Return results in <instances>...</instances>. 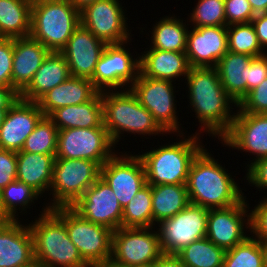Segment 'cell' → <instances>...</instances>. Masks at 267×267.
<instances>
[{"label":"cell","mask_w":267,"mask_h":267,"mask_svg":"<svg viewBox=\"0 0 267 267\" xmlns=\"http://www.w3.org/2000/svg\"><path fill=\"white\" fill-rule=\"evenodd\" d=\"M189 105L201 124L200 130L220 141L231 129L237 103L226 93L214 67H190L185 78ZM232 109V110H231Z\"/></svg>","instance_id":"1"},{"label":"cell","mask_w":267,"mask_h":267,"mask_svg":"<svg viewBox=\"0 0 267 267\" xmlns=\"http://www.w3.org/2000/svg\"><path fill=\"white\" fill-rule=\"evenodd\" d=\"M212 156L203 147L192 160L186 182L190 203L218 209L241 202L246 198L242 191L244 189L238 186L225 166Z\"/></svg>","instance_id":"2"},{"label":"cell","mask_w":267,"mask_h":267,"mask_svg":"<svg viewBox=\"0 0 267 267\" xmlns=\"http://www.w3.org/2000/svg\"><path fill=\"white\" fill-rule=\"evenodd\" d=\"M41 210L40 217L28 224L35 260L44 267H90L68 236L65 207L48 209L45 206Z\"/></svg>","instance_id":"3"},{"label":"cell","mask_w":267,"mask_h":267,"mask_svg":"<svg viewBox=\"0 0 267 267\" xmlns=\"http://www.w3.org/2000/svg\"><path fill=\"white\" fill-rule=\"evenodd\" d=\"M198 132L187 136L188 138H185V133L175 134L180 137L179 142L158 145L159 148L153 147V150L137 154L143 162L147 184L151 186L160 184L186 185L192 160L205 146L200 140V135L203 132L199 129Z\"/></svg>","instance_id":"4"},{"label":"cell","mask_w":267,"mask_h":267,"mask_svg":"<svg viewBox=\"0 0 267 267\" xmlns=\"http://www.w3.org/2000/svg\"><path fill=\"white\" fill-rule=\"evenodd\" d=\"M103 125L113 143L118 144L124 133L156 136L165 131L152 114L139 103L130 88L102 91ZM123 134V135H122Z\"/></svg>","instance_id":"5"},{"label":"cell","mask_w":267,"mask_h":267,"mask_svg":"<svg viewBox=\"0 0 267 267\" xmlns=\"http://www.w3.org/2000/svg\"><path fill=\"white\" fill-rule=\"evenodd\" d=\"M80 24V11L69 0L32 1L30 36L50 51L61 52Z\"/></svg>","instance_id":"6"},{"label":"cell","mask_w":267,"mask_h":267,"mask_svg":"<svg viewBox=\"0 0 267 267\" xmlns=\"http://www.w3.org/2000/svg\"><path fill=\"white\" fill-rule=\"evenodd\" d=\"M100 177V166L86 159H55L48 209L71 207Z\"/></svg>","instance_id":"7"},{"label":"cell","mask_w":267,"mask_h":267,"mask_svg":"<svg viewBox=\"0 0 267 267\" xmlns=\"http://www.w3.org/2000/svg\"><path fill=\"white\" fill-rule=\"evenodd\" d=\"M154 229L120 227L113 231L110 262L119 267L152 265L163 254Z\"/></svg>","instance_id":"8"},{"label":"cell","mask_w":267,"mask_h":267,"mask_svg":"<svg viewBox=\"0 0 267 267\" xmlns=\"http://www.w3.org/2000/svg\"><path fill=\"white\" fill-rule=\"evenodd\" d=\"M105 127L58 130L55 159H86L103 166L117 152Z\"/></svg>","instance_id":"9"},{"label":"cell","mask_w":267,"mask_h":267,"mask_svg":"<svg viewBox=\"0 0 267 267\" xmlns=\"http://www.w3.org/2000/svg\"><path fill=\"white\" fill-rule=\"evenodd\" d=\"M174 82L160 79H152L144 76L141 72L138 78L130 86L139 103L144 106L153 116L158 125L166 134L184 133L181 130L180 120L175 102ZM174 88V89H173ZM179 120V121H178ZM175 132V133H174Z\"/></svg>","instance_id":"10"},{"label":"cell","mask_w":267,"mask_h":267,"mask_svg":"<svg viewBox=\"0 0 267 267\" xmlns=\"http://www.w3.org/2000/svg\"><path fill=\"white\" fill-rule=\"evenodd\" d=\"M65 226L70 240L90 267L110 262L113 234L111 229L90 222L71 207H65Z\"/></svg>","instance_id":"11"},{"label":"cell","mask_w":267,"mask_h":267,"mask_svg":"<svg viewBox=\"0 0 267 267\" xmlns=\"http://www.w3.org/2000/svg\"><path fill=\"white\" fill-rule=\"evenodd\" d=\"M130 41L118 44H107L95 66L93 77L94 86L100 91L124 90L130 88L140 73V54L125 48ZM130 85V86H129ZM119 88V89H118Z\"/></svg>","instance_id":"12"},{"label":"cell","mask_w":267,"mask_h":267,"mask_svg":"<svg viewBox=\"0 0 267 267\" xmlns=\"http://www.w3.org/2000/svg\"><path fill=\"white\" fill-rule=\"evenodd\" d=\"M209 209L190 203L172 218L156 224L163 254H176L192 242L205 238Z\"/></svg>","instance_id":"13"},{"label":"cell","mask_w":267,"mask_h":267,"mask_svg":"<svg viewBox=\"0 0 267 267\" xmlns=\"http://www.w3.org/2000/svg\"><path fill=\"white\" fill-rule=\"evenodd\" d=\"M122 8L120 0H98L80 11L81 24L106 44L130 41L131 30Z\"/></svg>","instance_id":"14"},{"label":"cell","mask_w":267,"mask_h":267,"mask_svg":"<svg viewBox=\"0 0 267 267\" xmlns=\"http://www.w3.org/2000/svg\"><path fill=\"white\" fill-rule=\"evenodd\" d=\"M100 177L113 190L122 208L147 184L143 162L131 152H117L100 167Z\"/></svg>","instance_id":"15"},{"label":"cell","mask_w":267,"mask_h":267,"mask_svg":"<svg viewBox=\"0 0 267 267\" xmlns=\"http://www.w3.org/2000/svg\"><path fill=\"white\" fill-rule=\"evenodd\" d=\"M245 199L230 207L209 209L206 237L216 246L228 250L251 235L245 232L250 230V206Z\"/></svg>","instance_id":"16"},{"label":"cell","mask_w":267,"mask_h":267,"mask_svg":"<svg viewBox=\"0 0 267 267\" xmlns=\"http://www.w3.org/2000/svg\"><path fill=\"white\" fill-rule=\"evenodd\" d=\"M71 208L90 222L100 224L115 231L122 227L121 207L110 186L99 177Z\"/></svg>","instance_id":"17"},{"label":"cell","mask_w":267,"mask_h":267,"mask_svg":"<svg viewBox=\"0 0 267 267\" xmlns=\"http://www.w3.org/2000/svg\"><path fill=\"white\" fill-rule=\"evenodd\" d=\"M223 146L255 155L253 162L267 157V115L236 110L231 129L220 140ZM252 153V154H251Z\"/></svg>","instance_id":"18"},{"label":"cell","mask_w":267,"mask_h":267,"mask_svg":"<svg viewBox=\"0 0 267 267\" xmlns=\"http://www.w3.org/2000/svg\"><path fill=\"white\" fill-rule=\"evenodd\" d=\"M185 53L190 67H216L228 51L227 26L192 27Z\"/></svg>","instance_id":"19"},{"label":"cell","mask_w":267,"mask_h":267,"mask_svg":"<svg viewBox=\"0 0 267 267\" xmlns=\"http://www.w3.org/2000/svg\"><path fill=\"white\" fill-rule=\"evenodd\" d=\"M44 116L37 102L18 98L0 126V149L21 151L27 137Z\"/></svg>","instance_id":"20"},{"label":"cell","mask_w":267,"mask_h":267,"mask_svg":"<svg viewBox=\"0 0 267 267\" xmlns=\"http://www.w3.org/2000/svg\"><path fill=\"white\" fill-rule=\"evenodd\" d=\"M106 45L80 24L61 50L71 76L91 79Z\"/></svg>","instance_id":"21"},{"label":"cell","mask_w":267,"mask_h":267,"mask_svg":"<svg viewBox=\"0 0 267 267\" xmlns=\"http://www.w3.org/2000/svg\"><path fill=\"white\" fill-rule=\"evenodd\" d=\"M34 261L28 223L23 225L19 219L5 223L0 229V267H23Z\"/></svg>","instance_id":"22"},{"label":"cell","mask_w":267,"mask_h":267,"mask_svg":"<svg viewBox=\"0 0 267 267\" xmlns=\"http://www.w3.org/2000/svg\"><path fill=\"white\" fill-rule=\"evenodd\" d=\"M51 51L31 36L13 38L12 88L20 94Z\"/></svg>","instance_id":"23"},{"label":"cell","mask_w":267,"mask_h":267,"mask_svg":"<svg viewBox=\"0 0 267 267\" xmlns=\"http://www.w3.org/2000/svg\"><path fill=\"white\" fill-rule=\"evenodd\" d=\"M99 92L91 79L70 76L43 94L36 102L44 116H49L58 108L88 102Z\"/></svg>","instance_id":"24"},{"label":"cell","mask_w":267,"mask_h":267,"mask_svg":"<svg viewBox=\"0 0 267 267\" xmlns=\"http://www.w3.org/2000/svg\"><path fill=\"white\" fill-rule=\"evenodd\" d=\"M140 72L149 78L174 82L187 77L190 65L185 52L152 49L141 53Z\"/></svg>","instance_id":"25"},{"label":"cell","mask_w":267,"mask_h":267,"mask_svg":"<svg viewBox=\"0 0 267 267\" xmlns=\"http://www.w3.org/2000/svg\"><path fill=\"white\" fill-rule=\"evenodd\" d=\"M71 76L69 66L61 52L51 51L29 85L19 94V98L36 102L43 94L60 85Z\"/></svg>","instance_id":"26"},{"label":"cell","mask_w":267,"mask_h":267,"mask_svg":"<svg viewBox=\"0 0 267 267\" xmlns=\"http://www.w3.org/2000/svg\"><path fill=\"white\" fill-rule=\"evenodd\" d=\"M48 117L58 130L104 127L102 92L88 102L58 108Z\"/></svg>","instance_id":"27"},{"label":"cell","mask_w":267,"mask_h":267,"mask_svg":"<svg viewBox=\"0 0 267 267\" xmlns=\"http://www.w3.org/2000/svg\"><path fill=\"white\" fill-rule=\"evenodd\" d=\"M56 155L17 152V180L30 186L40 196L50 190Z\"/></svg>","instance_id":"28"},{"label":"cell","mask_w":267,"mask_h":267,"mask_svg":"<svg viewBox=\"0 0 267 267\" xmlns=\"http://www.w3.org/2000/svg\"><path fill=\"white\" fill-rule=\"evenodd\" d=\"M254 57L227 51L215 67L226 93L239 105L247 96V66Z\"/></svg>","instance_id":"29"},{"label":"cell","mask_w":267,"mask_h":267,"mask_svg":"<svg viewBox=\"0 0 267 267\" xmlns=\"http://www.w3.org/2000/svg\"><path fill=\"white\" fill-rule=\"evenodd\" d=\"M151 192L155 227L159 222L172 218L190 204L187 187L183 184L151 186Z\"/></svg>","instance_id":"30"},{"label":"cell","mask_w":267,"mask_h":267,"mask_svg":"<svg viewBox=\"0 0 267 267\" xmlns=\"http://www.w3.org/2000/svg\"><path fill=\"white\" fill-rule=\"evenodd\" d=\"M177 18L176 16H164L152 26L149 30L151 37L152 49H160L164 51L185 52L188 34V20ZM152 32V33H151Z\"/></svg>","instance_id":"31"},{"label":"cell","mask_w":267,"mask_h":267,"mask_svg":"<svg viewBox=\"0 0 267 267\" xmlns=\"http://www.w3.org/2000/svg\"><path fill=\"white\" fill-rule=\"evenodd\" d=\"M33 0H0V31L5 38L30 36Z\"/></svg>","instance_id":"32"},{"label":"cell","mask_w":267,"mask_h":267,"mask_svg":"<svg viewBox=\"0 0 267 267\" xmlns=\"http://www.w3.org/2000/svg\"><path fill=\"white\" fill-rule=\"evenodd\" d=\"M226 250L207 237L182 248L175 255L185 267H223Z\"/></svg>","instance_id":"33"},{"label":"cell","mask_w":267,"mask_h":267,"mask_svg":"<svg viewBox=\"0 0 267 267\" xmlns=\"http://www.w3.org/2000/svg\"><path fill=\"white\" fill-rule=\"evenodd\" d=\"M122 227L150 228L154 227L152 214L151 185L146 184L134 198L123 208Z\"/></svg>","instance_id":"34"},{"label":"cell","mask_w":267,"mask_h":267,"mask_svg":"<svg viewBox=\"0 0 267 267\" xmlns=\"http://www.w3.org/2000/svg\"><path fill=\"white\" fill-rule=\"evenodd\" d=\"M58 129L48 116H43L27 137L23 152L56 155Z\"/></svg>","instance_id":"35"},{"label":"cell","mask_w":267,"mask_h":267,"mask_svg":"<svg viewBox=\"0 0 267 267\" xmlns=\"http://www.w3.org/2000/svg\"><path fill=\"white\" fill-rule=\"evenodd\" d=\"M1 196L6 214L12 220H18L20 217L18 211H21L22 214L27 213L26 210L28 208L30 209L29 206H31L34 201L36 202V200L41 198L30 186L18 180L11 182L8 186L3 188L1 190Z\"/></svg>","instance_id":"36"},{"label":"cell","mask_w":267,"mask_h":267,"mask_svg":"<svg viewBox=\"0 0 267 267\" xmlns=\"http://www.w3.org/2000/svg\"><path fill=\"white\" fill-rule=\"evenodd\" d=\"M228 51L258 57L266 54L258 41L252 23L227 26Z\"/></svg>","instance_id":"37"},{"label":"cell","mask_w":267,"mask_h":267,"mask_svg":"<svg viewBox=\"0 0 267 267\" xmlns=\"http://www.w3.org/2000/svg\"><path fill=\"white\" fill-rule=\"evenodd\" d=\"M223 267H265L260 242L248 236L234 248L226 250Z\"/></svg>","instance_id":"38"},{"label":"cell","mask_w":267,"mask_h":267,"mask_svg":"<svg viewBox=\"0 0 267 267\" xmlns=\"http://www.w3.org/2000/svg\"><path fill=\"white\" fill-rule=\"evenodd\" d=\"M189 21L192 27L226 26L224 0H197Z\"/></svg>","instance_id":"39"},{"label":"cell","mask_w":267,"mask_h":267,"mask_svg":"<svg viewBox=\"0 0 267 267\" xmlns=\"http://www.w3.org/2000/svg\"><path fill=\"white\" fill-rule=\"evenodd\" d=\"M238 109L246 113L267 114V78L247 94Z\"/></svg>","instance_id":"40"},{"label":"cell","mask_w":267,"mask_h":267,"mask_svg":"<svg viewBox=\"0 0 267 267\" xmlns=\"http://www.w3.org/2000/svg\"><path fill=\"white\" fill-rule=\"evenodd\" d=\"M226 26L250 23L255 17L248 0H224Z\"/></svg>","instance_id":"41"},{"label":"cell","mask_w":267,"mask_h":267,"mask_svg":"<svg viewBox=\"0 0 267 267\" xmlns=\"http://www.w3.org/2000/svg\"><path fill=\"white\" fill-rule=\"evenodd\" d=\"M264 199V200H263ZM254 206L250 212V233L258 241H267V197ZM254 234V235H253Z\"/></svg>","instance_id":"42"},{"label":"cell","mask_w":267,"mask_h":267,"mask_svg":"<svg viewBox=\"0 0 267 267\" xmlns=\"http://www.w3.org/2000/svg\"><path fill=\"white\" fill-rule=\"evenodd\" d=\"M13 38L0 40V86L12 88Z\"/></svg>","instance_id":"43"},{"label":"cell","mask_w":267,"mask_h":267,"mask_svg":"<svg viewBox=\"0 0 267 267\" xmlns=\"http://www.w3.org/2000/svg\"><path fill=\"white\" fill-rule=\"evenodd\" d=\"M17 180V152L0 149V190Z\"/></svg>","instance_id":"44"},{"label":"cell","mask_w":267,"mask_h":267,"mask_svg":"<svg viewBox=\"0 0 267 267\" xmlns=\"http://www.w3.org/2000/svg\"><path fill=\"white\" fill-rule=\"evenodd\" d=\"M267 78V53L254 57L247 66V94Z\"/></svg>","instance_id":"45"},{"label":"cell","mask_w":267,"mask_h":267,"mask_svg":"<svg viewBox=\"0 0 267 267\" xmlns=\"http://www.w3.org/2000/svg\"><path fill=\"white\" fill-rule=\"evenodd\" d=\"M246 169V180L247 183L254 185L258 191H262V189H267V157L259 159L252 164L245 166ZM260 189V190H259Z\"/></svg>","instance_id":"46"},{"label":"cell","mask_w":267,"mask_h":267,"mask_svg":"<svg viewBox=\"0 0 267 267\" xmlns=\"http://www.w3.org/2000/svg\"><path fill=\"white\" fill-rule=\"evenodd\" d=\"M251 23L261 48L267 52V13L255 15Z\"/></svg>","instance_id":"47"},{"label":"cell","mask_w":267,"mask_h":267,"mask_svg":"<svg viewBox=\"0 0 267 267\" xmlns=\"http://www.w3.org/2000/svg\"><path fill=\"white\" fill-rule=\"evenodd\" d=\"M18 98L19 94L13 88L0 86V109H10Z\"/></svg>","instance_id":"48"},{"label":"cell","mask_w":267,"mask_h":267,"mask_svg":"<svg viewBox=\"0 0 267 267\" xmlns=\"http://www.w3.org/2000/svg\"><path fill=\"white\" fill-rule=\"evenodd\" d=\"M154 267H185L175 254H162L154 263Z\"/></svg>","instance_id":"49"},{"label":"cell","mask_w":267,"mask_h":267,"mask_svg":"<svg viewBox=\"0 0 267 267\" xmlns=\"http://www.w3.org/2000/svg\"><path fill=\"white\" fill-rule=\"evenodd\" d=\"M255 15L267 13V0H248Z\"/></svg>","instance_id":"50"},{"label":"cell","mask_w":267,"mask_h":267,"mask_svg":"<svg viewBox=\"0 0 267 267\" xmlns=\"http://www.w3.org/2000/svg\"><path fill=\"white\" fill-rule=\"evenodd\" d=\"M70 3L79 11L83 10L86 6L93 4L98 0H69Z\"/></svg>","instance_id":"51"},{"label":"cell","mask_w":267,"mask_h":267,"mask_svg":"<svg viewBox=\"0 0 267 267\" xmlns=\"http://www.w3.org/2000/svg\"><path fill=\"white\" fill-rule=\"evenodd\" d=\"M0 217L7 223L12 221V219L6 214V211L4 209L3 203H2V196H1V190H0Z\"/></svg>","instance_id":"52"},{"label":"cell","mask_w":267,"mask_h":267,"mask_svg":"<svg viewBox=\"0 0 267 267\" xmlns=\"http://www.w3.org/2000/svg\"><path fill=\"white\" fill-rule=\"evenodd\" d=\"M262 247L264 265L267 267V241H259Z\"/></svg>","instance_id":"53"},{"label":"cell","mask_w":267,"mask_h":267,"mask_svg":"<svg viewBox=\"0 0 267 267\" xmlns=\"http://www.w3.org/2000/svg\"><path fill=\"white\" fill-rule=\"evenodd\" d=\"M93 267H119V266H116L112 264L111 262H107V263H101V264L95 265Z\"/></svg>","instance_id":"54"},{"label":"cell","mask_w":267,"mask_h":267,"mask_svg":"<svg viewBox=\"0 0 267 267\" xmlns=\"http://www.w3.org/2000/svg\"><path fill=\"white\" fill-rule=\"evenodd\" d=\"M8 110H9V109H0V126L2 125L3 120H4V117H5V114H6V112H7Z\"/></svg>","instance_id":"55"},{"label":"cell","mask_w":267,"mask_h":267,"mask_svg":"<svg viewBox=\"0 0 267 267\" xmlns=\"http://www.w3.org/2000/svg\"><path fill=\"white\" fill-rule=\"evenodd\" d=\"M23 267H44L43 265H41L40 263H38L36 260L32 263H30L29 265L23 266Z\"/></svg>","instance_id":"56"},{"label":"cell","mask_w":267,"mask_h":267,"mask_svg":"<svg viewBox=\"0 0 267 267\" xmlns=\"http://www.w3.org/2000/svg\"><path fill=\"white\" fill-rule=\"evenodd\" d=\"M6 222L0 217V229L4 226Z\"/></svg>","instance_id":"57"},{"label":"cell","mask_w":267,"mask_h":267,"mask_svg":"<svg viewBox=\"0 0 267 267\" xmlns=\"http://www.w3.org/2000/svg\"><path fill=\"white\" fill-rule=\"evenodd\" d=\"M5 37L2 35L1 31H0V40L4 39Z\"/></svg>","instance_id":"58"}]
</instances>
